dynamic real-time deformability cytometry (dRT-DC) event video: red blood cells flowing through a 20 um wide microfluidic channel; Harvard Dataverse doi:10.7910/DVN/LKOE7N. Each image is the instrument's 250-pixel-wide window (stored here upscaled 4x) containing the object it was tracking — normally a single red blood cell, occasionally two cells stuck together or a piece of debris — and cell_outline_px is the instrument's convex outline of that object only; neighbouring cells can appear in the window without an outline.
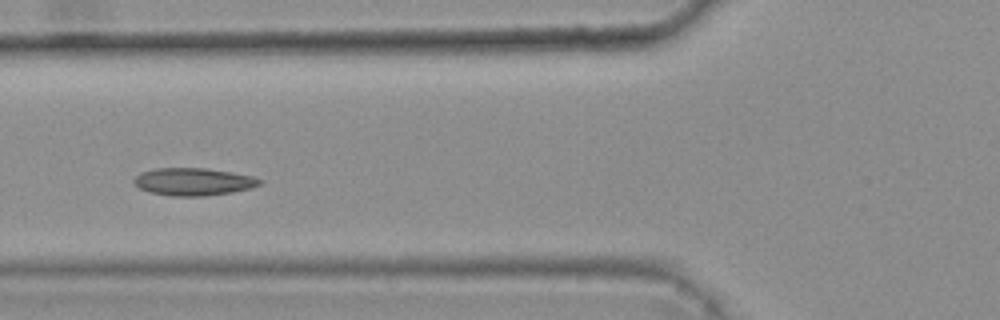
{"species": "common noctule bat (a hibernating species)", "species_latin": "Nyctalus noctula", "temperature_condition": "warm", "stored_images_in_passage": 8, "camera_frame_rate_fps": 3000, "um_per_image_px": 0.085, "animal": {"sex": "female", "body_mass_g": 25.1}, "frame": {"image": 1, "passage_image": 4, "time_ms": 1.0, "image_size_px": [1000, 320], "cell_outline_px": [[264, 180], [260, 184], [252, 188], [232, 192], [204, 196], [168, 196], [148, 192], [132, 184], [132, 180], [140, 172], [156, 168], [204, 168], [232, 172], [252, 176]], "centroid_in_image_um": [16.41, 15.45], "position_along_channel_um": 109.4, "area_um2": 20.4}}
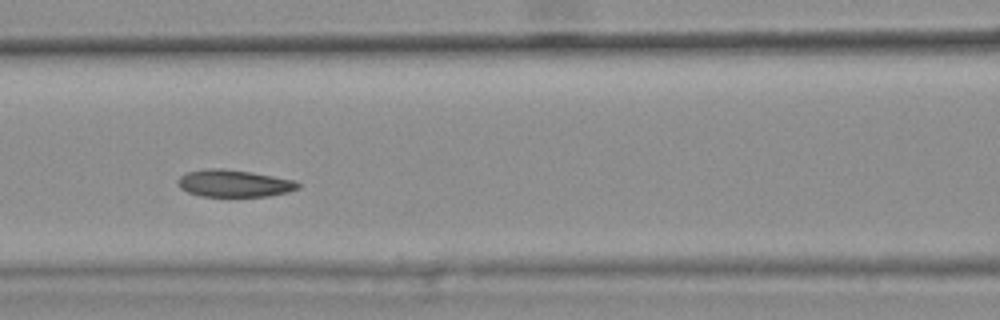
{"frame": {"image": 2, "passage_image": 5, "time_ms": 1.333, "image_size_px": [1000, 320], "cell_outline_px": [[300, 188], [288, 192], [268, 196], [200, 196], [188, 192], [180, 188], [176, 180], [180, 176], [188, 172], [204, 168], [224, 168], [252, 172], [296, 180], [300, 184]], "centroid_in_image_um": [19.9, 15.58], "position_along_channel_um": 146.7, "area_um2": 19.19}}